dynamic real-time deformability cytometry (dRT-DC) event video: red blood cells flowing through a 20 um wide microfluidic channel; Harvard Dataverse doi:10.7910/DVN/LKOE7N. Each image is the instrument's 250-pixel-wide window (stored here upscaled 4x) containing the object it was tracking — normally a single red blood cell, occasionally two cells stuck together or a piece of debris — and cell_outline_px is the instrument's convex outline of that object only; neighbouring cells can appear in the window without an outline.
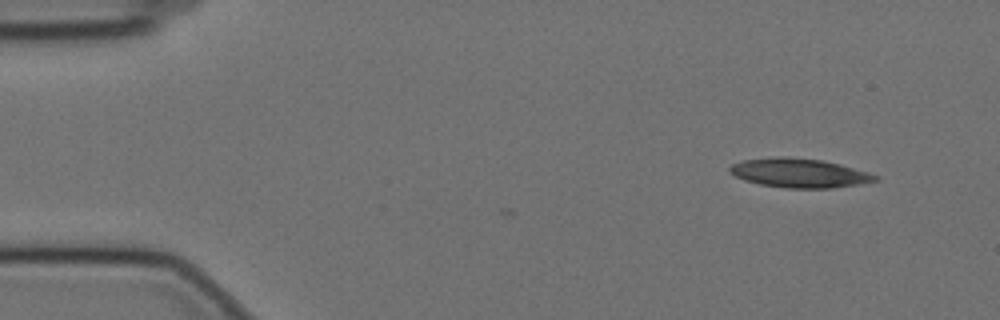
{"species": "Egyptian fruit bat (a non-hibernating species)", "species_latin": "Rousettus aegyptiacus", "temperature_condition": "cold", "stored_images_in_passage": 3, "camera_frame_rate_fps": 3000, "um_per_image_px": 0.085, "animal": {"sex": "female"}, "frame": {"image": 1, "passage_image": 3, "time_ms": 0.667, "image_size_px": [1000, 320], "cell_outline_px": [[880, 176], [876, 180], [856, 184], [832, 188], [784, 188], [760, 184], [744, 180], [728, 172], [728, 168], [732, 164], [740, 160], [772, 156], [788, 156], [820, 160], [840, 164], [868, 172]], "centroid_in_image_um": [67.87, 14.69], "position_along_channel_um": 17.1, "area_um2": 24.8}}